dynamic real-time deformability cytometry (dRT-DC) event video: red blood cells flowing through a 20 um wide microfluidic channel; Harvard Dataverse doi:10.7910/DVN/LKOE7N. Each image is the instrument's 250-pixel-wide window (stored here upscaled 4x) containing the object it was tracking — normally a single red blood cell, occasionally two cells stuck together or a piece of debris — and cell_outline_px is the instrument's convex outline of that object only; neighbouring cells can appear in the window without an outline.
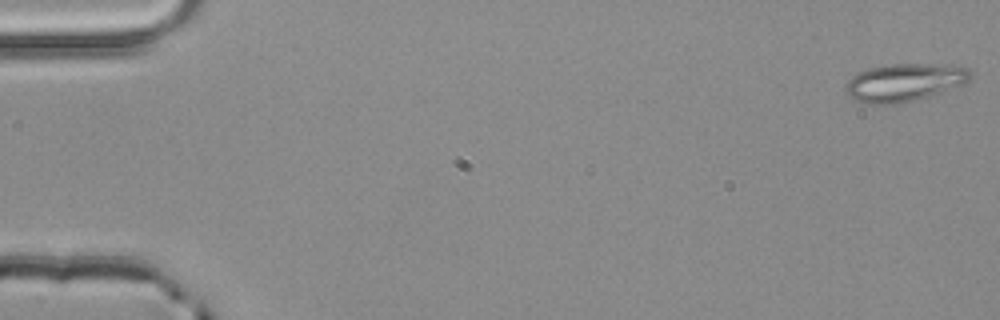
{"species": "common noctule bat (a hibernating species)", "species_latin": "Nyctalus noctula", "temperature_condition": "room temperature", "stored_images_in_passage": 4, "camera_frame_rate_fps": 3000, "um_per_image_px": 0.085, "animal": {"sex": "male", "body_mass_g": 20.4}, "frame": {"image": 1, "passage_image": 1, "time_ms": 0.0, "image_size_px": [1000, 320], "cell_outline_px": [[972, 76], [964, 84], [916, 100], [896, 104], [868, 104], [852, 100], [848, 96], [848, 80], [856, 72], [868, 68], [888, 64], [964, 64], [972, 72]], "centroid_in_image_um": [76.91, 6.99], "position_along_channel_um": 8.1, "area_um2": 27.86}}
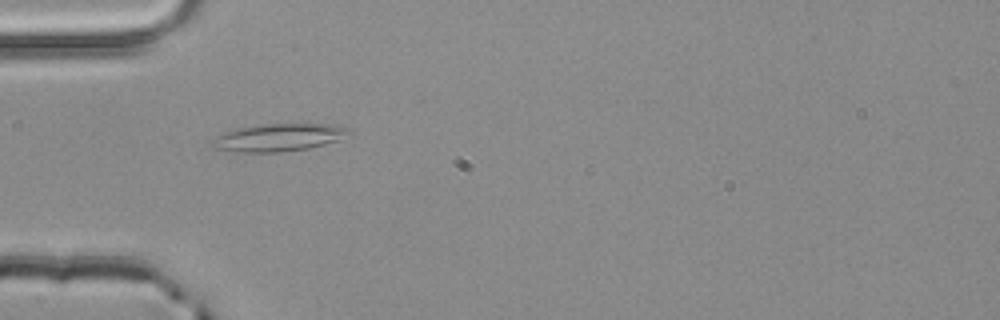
{"frame": {"image": 2, "passage_image": 4, "time_ms": 1.0, "image_size_px": [1000, 320], "cell_outline_px": [[352, 132], [336, 140], [324, 144], [308, 148], [280, 152], [236, 152], [212, 148], [208, 144], [216, 136], [236, 128], [264, 124], [328, 124], [348, 128]], "centroid_in_image_um": [23.6, 11.69], "position_along_channel_um": 61.4, "area_um2": 21.85}}